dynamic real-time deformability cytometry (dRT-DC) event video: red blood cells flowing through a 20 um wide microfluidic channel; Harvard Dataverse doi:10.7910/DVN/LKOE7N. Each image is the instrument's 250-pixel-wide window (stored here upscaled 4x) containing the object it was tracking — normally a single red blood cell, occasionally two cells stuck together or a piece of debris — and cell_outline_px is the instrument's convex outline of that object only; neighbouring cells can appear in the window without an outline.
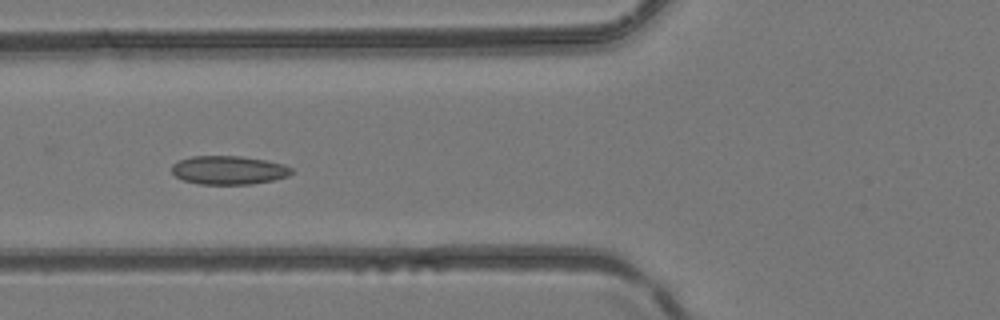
{"species": "common noctule bat (a hibernating species)", "species_latin": "Nyctalus noctula", "temperature_condition": "room temperature", "stored_images_in_passage": 5, "camera_frame_rate_fps": 3000, "um_per_image_px": 0.085, "animal": {"sex": "female", "body_mass_g": 24.6, "forearm_length_mm": 56.2}, "frame": {"image": 1, "passage_image": 5, "time_ms": 1.333, "image_size_px": [1000, 320], "cell_outline_px": [[292, 172], [288, 176], [272, 180], [252, 184], [200, 184], [184, 180], [176, 176], [172, 172], [172, 164], [180, 160], [192, 156], [240, 156], [268, 160], [284, 164], [292, 168]], "centroid_in_image_um": [19.46, 14.45], "position_along_channel_um": 106.3, "area_um2": 19.94}}